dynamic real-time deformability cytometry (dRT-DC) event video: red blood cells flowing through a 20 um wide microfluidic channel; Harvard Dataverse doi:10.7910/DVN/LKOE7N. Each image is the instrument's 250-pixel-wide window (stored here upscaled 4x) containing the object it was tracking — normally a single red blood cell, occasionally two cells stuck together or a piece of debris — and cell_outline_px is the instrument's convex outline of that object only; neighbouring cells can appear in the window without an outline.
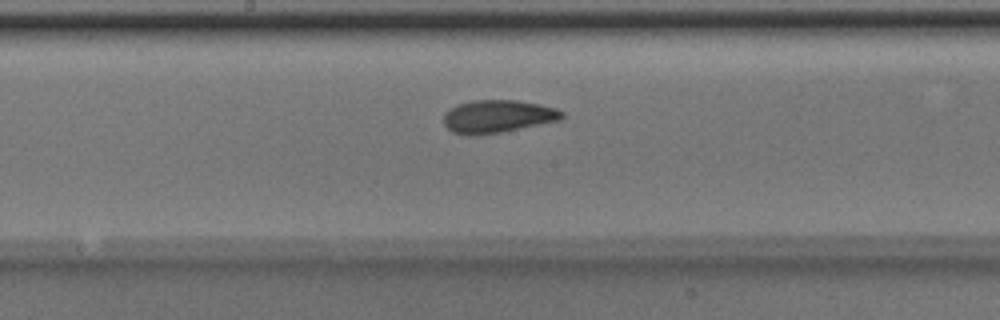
{"species": "Egyptian fruit bat (a non-hibernating species)", "species_latin": "Rousettus aegyptiacus", "temperature_condition": "room temperature", "stored_images_in_passage": 26, "camera_frame_rate_fps": 3000, "um_per_image_px": 0.085, "animal": {"sex": "male"}, "frame": {"image": 1, "passage_image": 12, "time_ms": 3.667, "image_size_px": [1000, 320], "cell_outline_px": [[564, 116], [560, 120], [500, 132], [476, 136], [472, 136], [452, 132], [444, 124], [444, 112], [448, 108], [456, 104], [472, 100], [516, 100], [540, 104], [556, 108], [564, 112]], "centroid_in_image_um": [42.27, 9.88], "position_along_channel_um": 205.9, "area_um2": 22.77}}
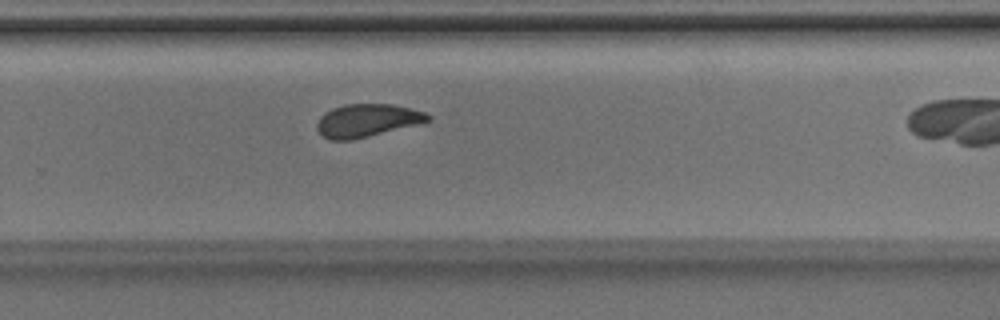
{"frame": {"image": 2, "passage_image": 19, "time_ms": 6.0, "image_size_px": [1000, 320], "cell_outline_px": [[432, 120], [424, 124], [352, 140], [328, 140], [320, 136], [316, 128], [316, 124], [320, 116], [324, 112], [332, 108], [344, 104], [392, 104], [424, 112], [432, 116]], "centroid_in_image_um": [31.21, 10.26], "position_along_channel_um": 298.6, "area_um2": 21.85}}
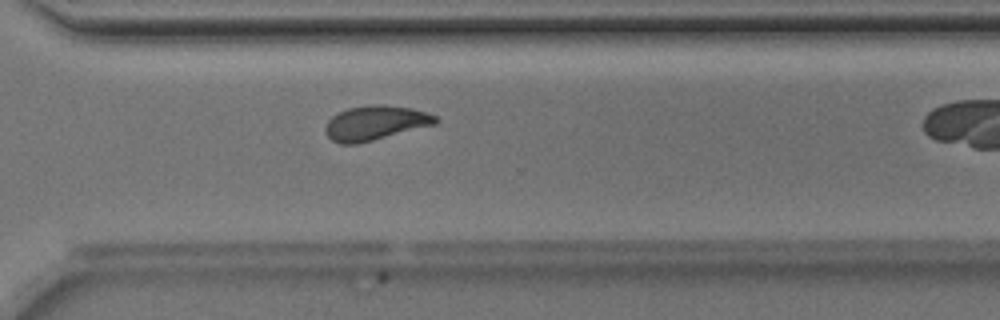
{"frame": {"image": 3, "passage_image": 22, "time_ms": 7.0, "image_size_px": [1000, 320], "cell_outline_px": [[440, 120], [436, 124], [356, 144], [340, 144], [332, 140], [324, 132], [324, 128], [328, 120], [332, 116], [348, 108], [372, 104], [384, 104], [412, 108], [436, 116]], "centroid_in_image_um": [31.88, 10.44], "position_along_channel_um": 338.7, "area_um2": 22.08}}